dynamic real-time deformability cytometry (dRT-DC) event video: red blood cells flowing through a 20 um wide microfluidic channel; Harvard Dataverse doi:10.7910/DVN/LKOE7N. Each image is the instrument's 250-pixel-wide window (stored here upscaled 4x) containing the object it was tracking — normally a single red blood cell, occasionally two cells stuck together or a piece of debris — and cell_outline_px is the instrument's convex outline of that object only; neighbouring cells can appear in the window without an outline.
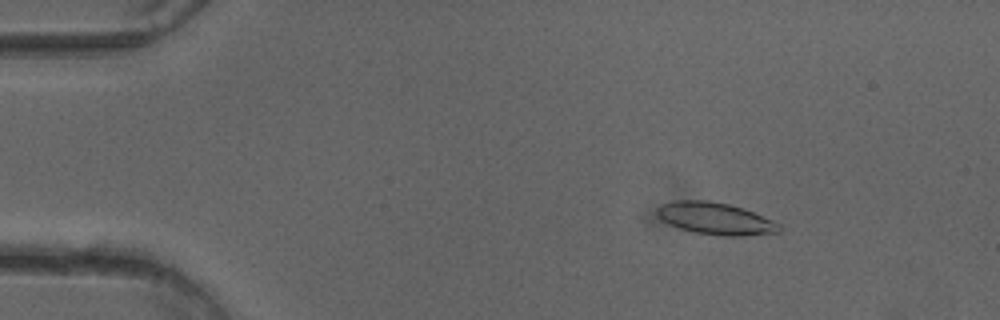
{"species": "common noctule bat (a hibernating species)", "species_latin": "Nyctalus noctula", "temperature_condition": "cold", "stored_images_in_passage": 51, "camera_frame_rate_fps": 3000, "um_per_image_px": 0.085, "animal": {"sex": "female"}, "frame": {"image": 1, "passage_image": 8, "time_ms": 2.333, "image_size_px": [1000, 320], "cell_outline_px": [[780, 232], [740, 236], [724, 236], [696, 232], [680, 228], [664, 220], [656, 212], [656, 208], [660, 204], [672, 200], [708, 200], [728, 204], [744, 208], [772, 220], [780, 224]], "centroid_in_image_um": [60.82, 18.56], "position_along_channel_um": 24.2, "area_um2": 22.6}}
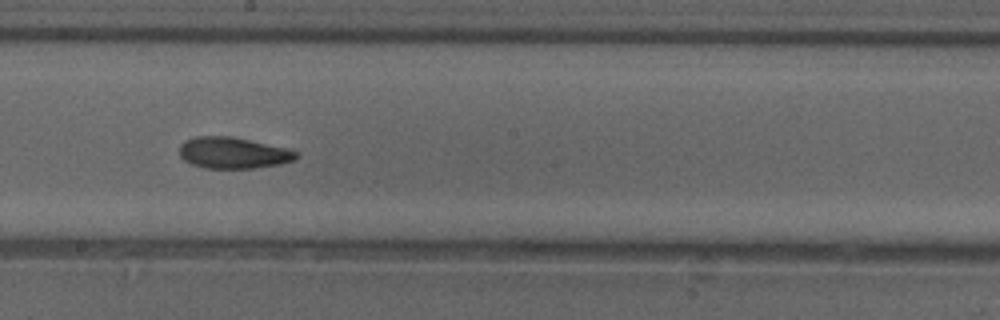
{"frame": {"image": 2, "passage_image": 29, "time_ms": 9.333, "image_size_px": [1000, 320], "cell_outline_px": [[300, 156], [296, 160], [280, 164], [252, 168], [204, 168], [192, 164], [184, 160], [180, 156], [180, 144], [184, 140], [196, 136], [232, 136], [288, 148], [296, 152]], "centroid_in_image_um": [19.83, 12.99], "position_along_channel_um": 228.4, "area_um2": 21.44}}
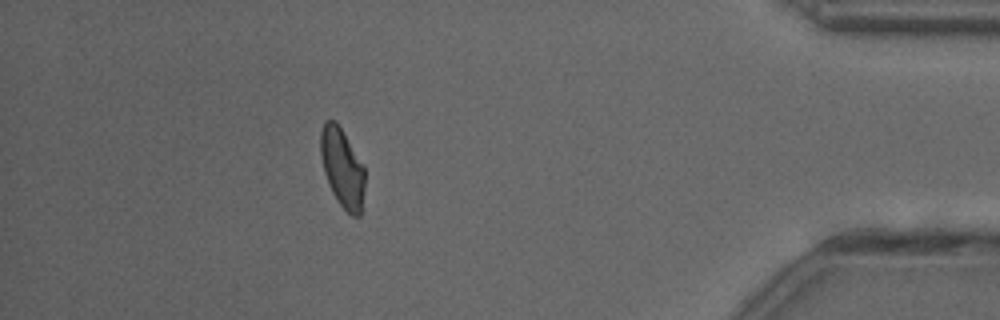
{"frame": {"image": 3, "passage_image": 46, "time_ms": 15.0, "image_size_px": [1000, 320], "cell_outline_px": [[364, 188], [360, 216], [352, 216], [340, 204], [332, 192], [328, 184], [324, 172], [320, 156], [320, 132], [324, 120], [336, 120], [364, 164]], "centroid_in_image_um": [29.08, 14.22], "position_along_channel_um": 406.1, "area_um2": 20.52}, "authors_computed_cell_mechanics": {"area_um2": 21.4438, "velocity_mm_per_s": 4.0146, "shape_relaxation_time_tau1_ms": 9.0697, "shape_relaxation_time_tau2_ms": 4.1729, "deformation_change_tau1": 0.2038, "deformation_change_tau2": 0.1069}}